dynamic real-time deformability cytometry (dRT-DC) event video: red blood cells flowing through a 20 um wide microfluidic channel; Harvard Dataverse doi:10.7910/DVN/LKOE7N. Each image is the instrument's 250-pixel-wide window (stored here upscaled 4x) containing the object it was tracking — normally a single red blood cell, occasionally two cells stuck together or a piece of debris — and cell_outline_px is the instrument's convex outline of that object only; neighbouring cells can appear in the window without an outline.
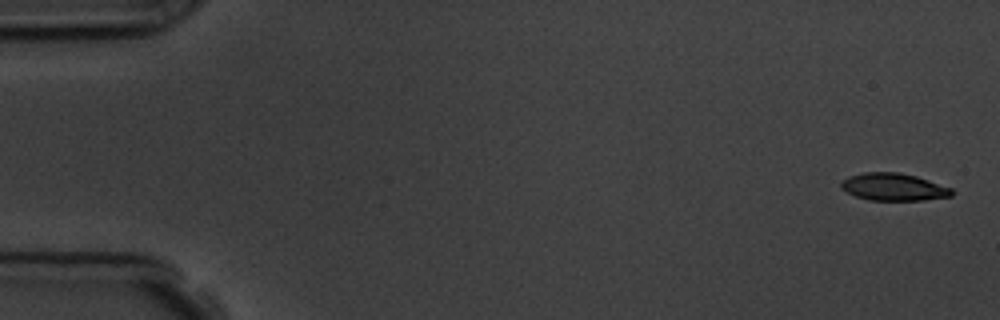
{"species": "common noctule bat (a hibernating species)", "species_latin": "Nyctalus noctula", "temperature_condition": "room temperature", "stored_images_in_passage": 6, "camera_frame_rate_fps": 3000, "um_per_image_px": 0.085, "animal": {"sex": "male", "body_mass_g": 19.5, "forearm_length_mm": 54.6}, "frame": {"image": 1, "passage_image": 1, "time_ms": 0.0, "image_size_px": [1000, 320], "cell_outline_px": [[956, 192], [952, 196], [924, 200], [868, 200], [856, 196], [840, 188], [840, 184], [848, 176], [864, 172], [900, 172], [916, 176], [952, 188]], "centroid_in_image_um": [75.98, 15.89], "position_along_channel_um": 9.0, "area_um2": 17.74}}
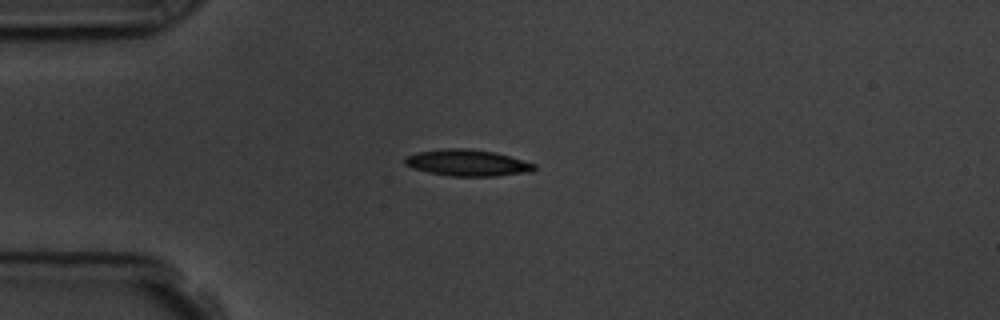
{"frame": {"image": 2, "passage_image": 5, "time_ms": 4.333, "image_size_px": [1000, 320], "cell_outline_px": [[536, 168], [532, 172], [496, 176], [448, 176], [428, 172], [412, 168], [404, 164], [404, 156], [420, 152], [448, 148], [468, 148], [492, 152], [508, 156], [536, 164]], "centroid_in_image_um": [39.72, 13.85], "position_along_channel_um": 45.3, "area_um2": 19.88}}